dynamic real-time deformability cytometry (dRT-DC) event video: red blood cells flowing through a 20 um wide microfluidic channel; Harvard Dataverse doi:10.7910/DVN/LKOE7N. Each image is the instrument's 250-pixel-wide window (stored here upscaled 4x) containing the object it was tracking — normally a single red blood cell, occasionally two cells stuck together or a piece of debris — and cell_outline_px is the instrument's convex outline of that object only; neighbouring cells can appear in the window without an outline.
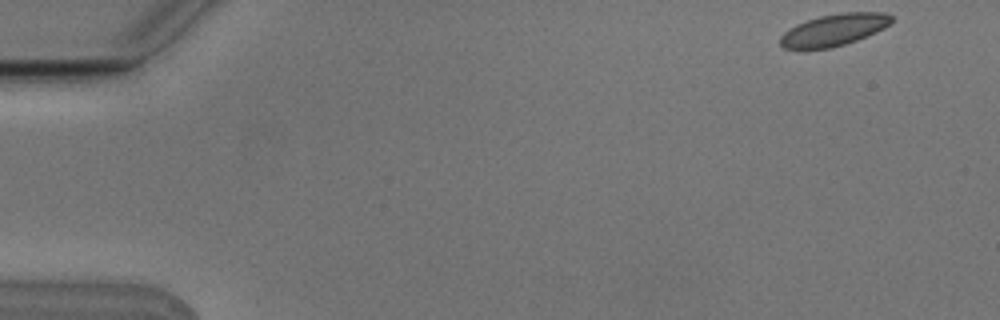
{"species": "Egyptian fruit bat (a non-hibernating species)", "species_latin": "Rousettus aegyptiacus", "temperature_condition": "cold", "stored_images_in_passage": 5, "camera_frame_rate_fps": 3000, "um_per_image_px": 0.085, "animal": {"sex": "male"}, "frame": {"image": 1, "passage_image": 1, "time_ms": 0.0, "image_size_px": [1000, 320], "cell_outline_px": [[896, 20], [884, 28], [876, 32], [856, 40], [832, 48], [804, 52], [784, 48], [780, 44], [780, 36], [784, 32], [796, 24], [820, 16], [840, 12], [884, 12], [892, 16]], "centroid_in_image_um": [70.86, 2.57], "position_along_channel_um": 14.1, "area_um2": 21.27}}